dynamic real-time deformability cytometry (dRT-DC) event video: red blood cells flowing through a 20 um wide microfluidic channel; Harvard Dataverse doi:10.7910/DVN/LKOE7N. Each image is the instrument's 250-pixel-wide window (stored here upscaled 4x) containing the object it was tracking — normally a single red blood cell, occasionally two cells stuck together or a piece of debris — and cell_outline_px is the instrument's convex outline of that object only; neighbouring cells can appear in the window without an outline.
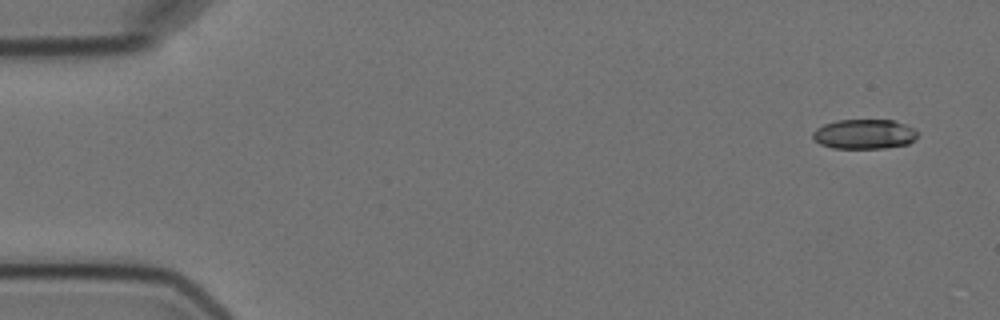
{"species": "Egyptian fruit bat (a non-hibernating species)", "species_latin": "Rousettus aegyptiacus", "temperature_condition": "cold", "stored_images_in_passage": 3, "camera_frame_rate_fps": 3000, "um_per_image_px": 0.085, "animal": {"sex": "female"}, "frame": {"image": 1, "passage_image": 1, "time_ms": 0.0, "image_size_px": [1000, 320], "cell_outline_px": [[916, 136], [908, 144], [884, 148], [832, 148], [820, 144], [812, 136], [812, 132], [816, 128], [824, 124], [836, 120], [892, 120], [904, 124], [912, 128], [916, 132]], "centroid_in_image_um": [73.41, 11.4], "position_along_channel_um": 11.6, "area_um2": 17.98}}